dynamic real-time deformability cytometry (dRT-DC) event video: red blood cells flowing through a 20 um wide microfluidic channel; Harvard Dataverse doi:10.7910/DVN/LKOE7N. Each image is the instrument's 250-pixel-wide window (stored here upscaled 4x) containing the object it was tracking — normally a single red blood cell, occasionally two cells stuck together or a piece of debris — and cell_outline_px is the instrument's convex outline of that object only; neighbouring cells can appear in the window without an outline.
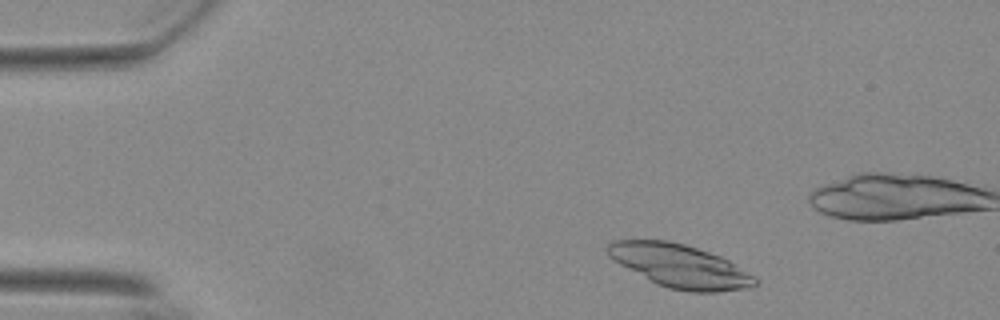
{"species": "Egyptian fruit bat (a non-hibernating species)", "species_latin": "Rousettus aegyptiacus", "temperature_condition": "warm", "stored_images_in_passage": 50, "camera_frame_rate_fps": 3000, "um_per_image_px": 0.085, "animal": {"sex": "female"}, "frame": {"image": 1, "passage_image": 3, "time_ms": 0.667, "image_size_px": [1000, 320], "cell_outline_px": [[756, 284], [748, 288], [716, 292], [688, 292], [668, 288], [656, 284], [612, 260], [608, 256], [608, 244], [616, 240], [668, 240], [684, 244], [720, 256], [728, 260], [756, 276]], "centroid_in_image_um": [57.79, 22.62], "position_along_channel_um": 27.2, "area_um2": 36.99}}